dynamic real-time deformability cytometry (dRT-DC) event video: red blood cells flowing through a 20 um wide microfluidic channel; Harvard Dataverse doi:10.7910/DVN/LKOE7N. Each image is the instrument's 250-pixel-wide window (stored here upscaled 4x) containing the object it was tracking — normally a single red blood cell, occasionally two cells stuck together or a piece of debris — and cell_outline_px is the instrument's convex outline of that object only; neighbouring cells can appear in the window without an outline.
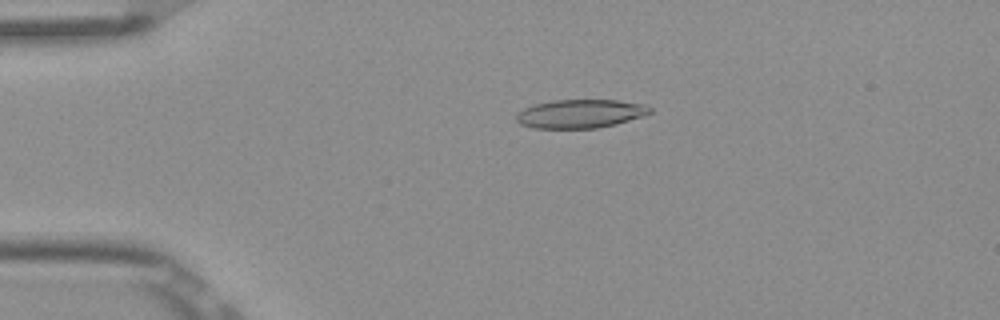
{"species": "Egyptian fruit bat (a non-hibernating species)", "species_latin": "Rousettus aegyptiacus", "temperature_condition": "room temperature", "stored_images_in_passage": 45, "camera_frame_rate_fps": 3000, "um_per_image_px": 0.085, "frame": {"image": 1, "passage_image": 4, "time_ms": 1.0, "image_size_px": [1000, 320], "cell_outline_px": [[652, 112], [644, 116], [616, 124], [596, 128], [532, 128], [520, 124], [516, 120], [516, 112], [524, 108], [536, 104], [552, 100], [616, 100], [644, 104], [652, 108]], "centroid_in_image_um": [49.32, 9.67], "position_along_channel_um": 35.7, "area_um2": 22.37}}
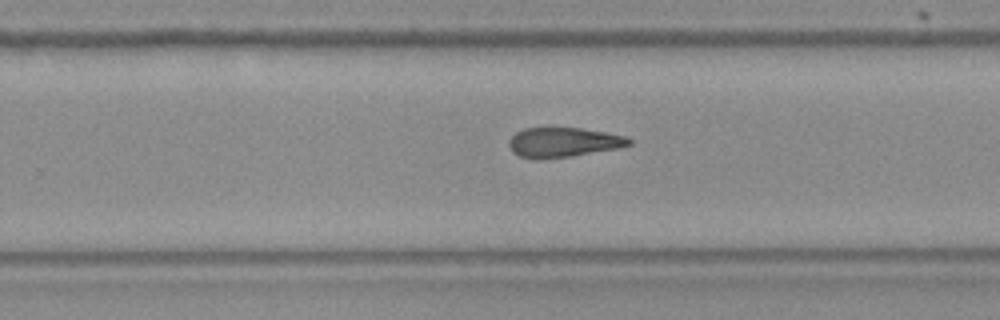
{"frame": {"image": 2, "passage_image": 26, "time_ms": 8.333, "image_size_px": [1000, 320], "cell_outline_px": [[632, 144], [620, 148], [572, 156], [540, 160], [536, 160], [520, 156], [512, 152], [508, 144], [508, 140], [516, 132], [524, 128], [580, 128], [628, 136], [632, 140]], "centroid_in_image_um": [47.88, 12.11], "position_along_channel_um": 281.9, "area_um2": 21.04}}
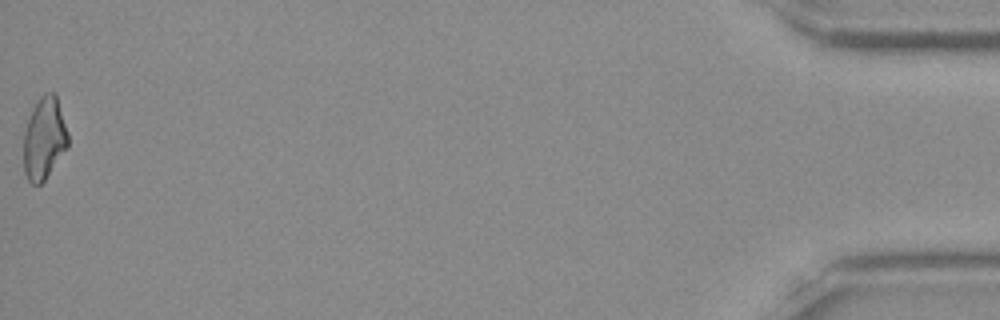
{"frame": {"image": 3, "passage_image": 45, "time_ms": 14.667, "image_size_px": [1000, 320], "cell_outline_px": [[68, 148], [44, 180], [40, 184], [32, 184], [28, 180], [24, 172], [24, 132], [32, 108], [36, 100], [44, 92], [56, 92], [68, 132]], "centroid_in_image_um": [3.77, 11.72], "position_along_channel_um": 431.4, "area_um2": 21.5}, "authors_computed_cell_mechanics": {"area_um2": 21.5016, "velocity_mm_per_s": 3.8952, "shape_relaxation_time_tau1_ms": 6.9638, "shape_relaxation_time_tau2_ms": 3.9241, "deformation_change_tau1": 0.209, "deformation_change_tau2": 0.1532}}